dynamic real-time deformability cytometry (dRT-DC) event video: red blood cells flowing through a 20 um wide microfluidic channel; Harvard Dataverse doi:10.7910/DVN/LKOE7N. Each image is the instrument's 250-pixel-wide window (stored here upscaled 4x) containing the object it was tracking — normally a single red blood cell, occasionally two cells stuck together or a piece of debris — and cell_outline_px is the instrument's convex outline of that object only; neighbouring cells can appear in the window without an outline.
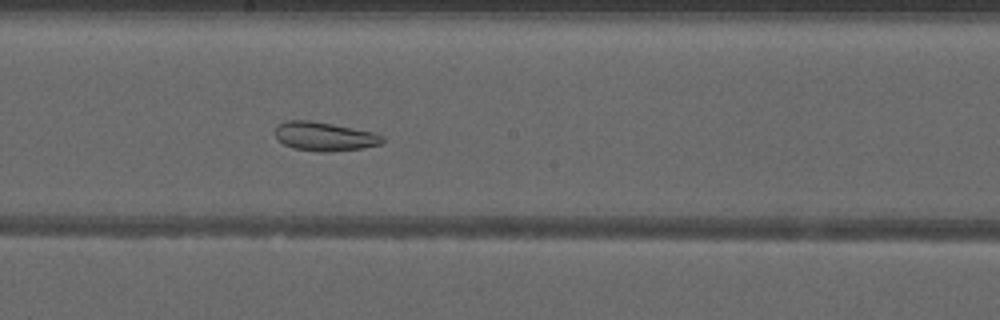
{"species": "common noctule bat (a hibernating species)", "species_latin": "Nyctalus noctula", "temperature_condition": "warm", "stored_images_in_passage": 52, "camera_frame_rate_fps": 3000, "um_per_image_px": 0.085, "animal": {"sex": "male", "forearm_length_mm": 52.5}, "frame": {"image": 1, "passage_image": 30, "time_ms": 9.667, "image_size_px": [1000, 320], "cell_outline_px": [[384, 140], [380, 144], [360, 148], [324, 152], [320, 152], [292, 148], [284, 144], [276, 136], [276, 124], [284, 120], [308, 120], [332, 124], [372, 132], [384, 136]], "centroid_in_image_um": [27.54, 11.59], "position_along_channel_um": 220.7, "area_um2": 17.86}}
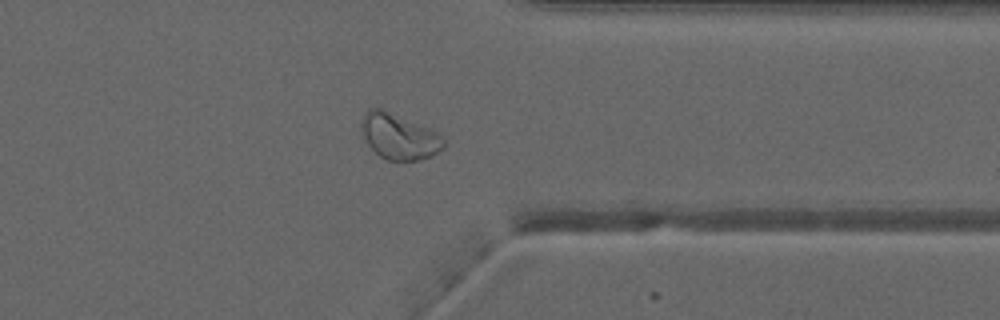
{"frame": {"image": 2, "passage_image": 42, "time_ms": 13.667, "image_size_px": [1000, 320], "cell_outline_px": [[444, 148], [428, 156], [416, 160], [388, 160], [380, 156], [368, 144], [360, 128], [360, 124], [368, 108], [380, 108], [440, 132], [444, 140]], "centroid_in_image_um": [33.92, 11.58], "position_along_channel_um": 377.5, "area_um2": 21.62}}
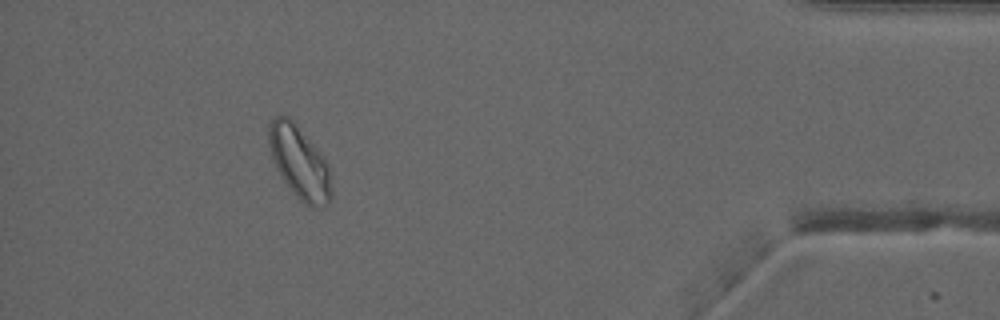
{"frame": {"image": 3, "passage_image": 48, "time_ms": 15.667, "image_size_px": [1000, 320], "cell_outline_px": [[332, 196], [328, 204], [312, 208], [308, 208], [288, 188], [280, 176], [276, 168], [268, 144], [268, 124], [276, 116], [288, 116], [292, 120], [324, 156], [328, 164], [332, 192]], "centroid_in_image_um": [25.45, 13.84], "position_along_channel_um": 409.7, "area_um2": 26.65}, "authors_computed_cell_mechanics": {"area_um2": 26.01, "velocity_mm_per_s": 4.0042, "shape_relaxation_time_tau1_ms": null, "shape_relaxation_time_tau2_ms": 2.4921, "deformation_change_tau1": null, "deformation_change_tau2": 0.0955}}